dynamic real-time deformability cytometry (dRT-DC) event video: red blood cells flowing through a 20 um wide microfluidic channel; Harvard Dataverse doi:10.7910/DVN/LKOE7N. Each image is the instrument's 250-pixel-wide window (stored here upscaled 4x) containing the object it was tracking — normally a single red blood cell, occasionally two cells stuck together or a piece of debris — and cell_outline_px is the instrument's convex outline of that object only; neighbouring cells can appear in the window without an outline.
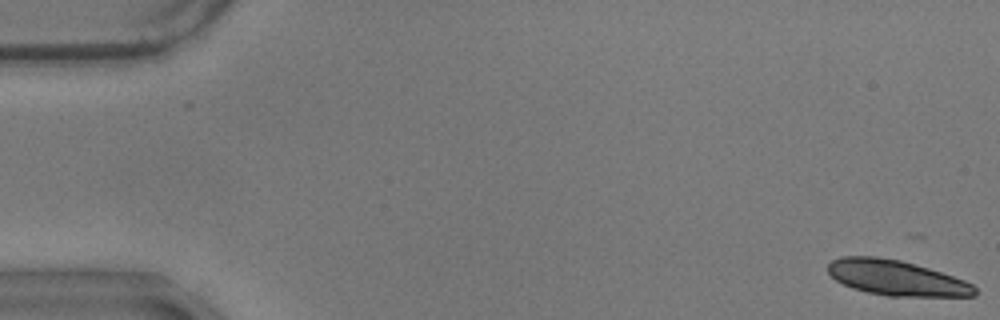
{"species": "common noctule bat (a hibernating species)", "species_latin": "Nyctalus noctula", "temperature_condition": "warm", "stored_images_in_passage": 6, "camera_frame_rate_fps": 3000, "um_per_image_px": 0.085, "animal": {"sex": "male", "body_mass_g": 17.9}, "frame": {"image": 1, "passage_image": 1, "time_ms": 0.0, "image_size_px": [1000, 320], "cell_outline_px": [[976, 296], [888, 296], [868, 292], [852, 288], [836, 280], [828, 272], [828, 264], [832, 260], [840, 256], [876, 256], [900, 260], [928, 268], [964, 280], [972, 284], [976, 288]], "centroid_in_image_um": [76.17, 23.61], "position_along_channel_um": 8.8, "area_um2": 29.94}}